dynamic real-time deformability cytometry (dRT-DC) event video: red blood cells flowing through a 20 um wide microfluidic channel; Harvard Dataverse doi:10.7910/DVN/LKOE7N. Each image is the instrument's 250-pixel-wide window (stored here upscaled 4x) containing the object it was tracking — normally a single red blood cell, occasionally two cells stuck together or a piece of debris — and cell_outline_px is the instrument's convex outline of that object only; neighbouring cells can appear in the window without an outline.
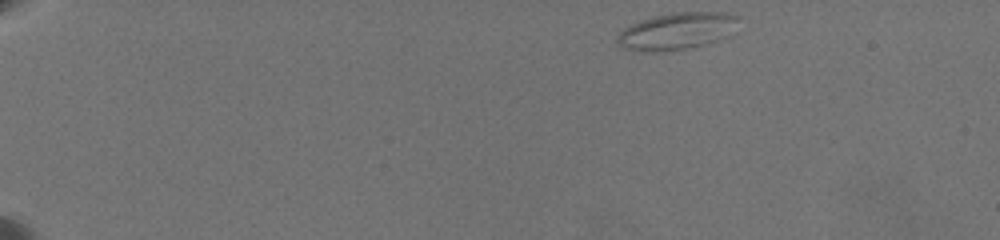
{"species": "common noctule bat (a hibernating species)", "species_latin": "Nyctalus noctula", "temperature_condition": "warm", "stored_images_in_passage": 22, "camera_frame_rate_fps": 3000, "um_per_image_px": 0.085, "animal": {"sex": "female", "body_mass_g": 19.5, "forearm_length_mm": 54.1}, "frame": {"image": 1, "passage_image": 1, "time_ms": 0.0, "image_size_px": [1000, 240], "cell_outline_px": [[740, 16], [728, 36], [704, 44], [688, 48], [664, 52], [640, 52], [624, 48], [616, 44], [616, 36], [628, 24], [640, 20], [672, 12], [728, 12]], "centroid_in_image_um": [57.47, 2.65], "position_along_channel_um": 27.5, "area_um2": 26.36}}
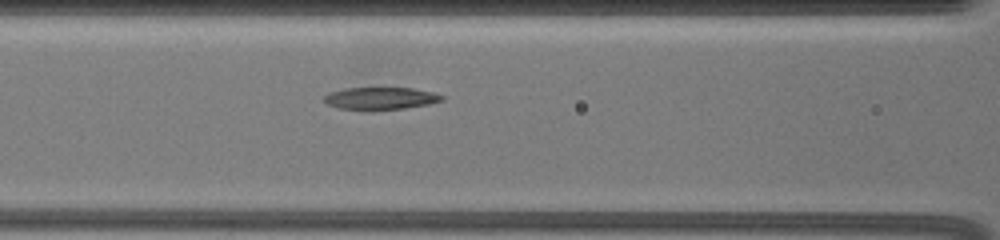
{"frame": {"image": 2, "passage_image": 14, "time_ms": 6.667, "image_size_px": [1000, 240], "cell_outline_px": [[444, 100], [428, 104], [404, 108], [372, 112], [340, 108], [328, 104], [324, 100], [324, 96], [328, 92], [344, 88], [412, 88], [432, 92], [444, 96]], "centroid_in_image_um": [32.32, 8.38], "position_along_channel_um": 134.3, "area_um2": 15.66}}
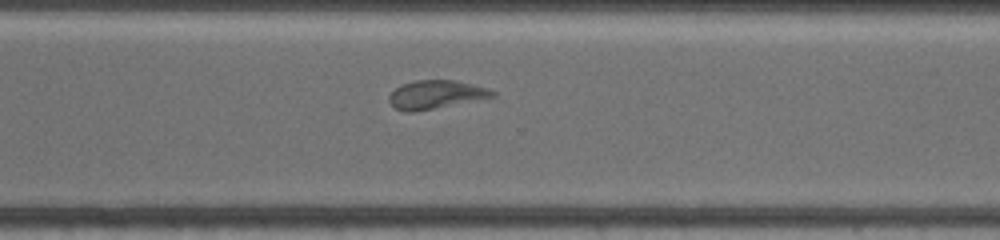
{"frame": {"image": 3, "passage_image": 22, "time_ms": 12.333, "image_size_px": [1000, 240], "cell_outline_px": [[496, 96], [412, 112], [404, 112], [396, 108], [388, 100], [388, 96], [400, 84], [416, 80], [456, 80], [488, 88], [496, 92]], "centroid_in_image_um": [37.03, 8.02], "position_along_channel_um": 333.6, "area_um2": 16.94}}